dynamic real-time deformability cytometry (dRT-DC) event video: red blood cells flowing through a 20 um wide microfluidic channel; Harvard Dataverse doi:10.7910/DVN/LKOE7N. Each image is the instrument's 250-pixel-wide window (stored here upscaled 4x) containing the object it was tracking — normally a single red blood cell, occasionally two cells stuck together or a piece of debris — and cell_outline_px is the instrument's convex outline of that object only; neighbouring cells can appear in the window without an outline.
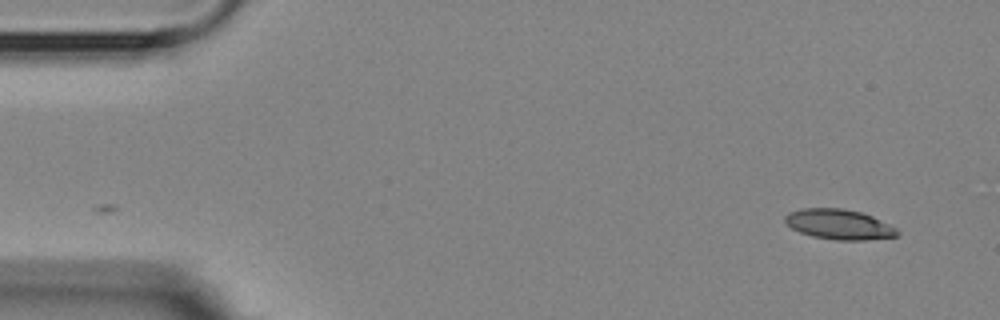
{"species": "Egyptian fruit bat (a non-hibernating species)", "species_latin": "Rousettus aegyptiacus", "temperature_condition": "room temperature", "stored_images_in_passage": 2, "camera_frame_rate_fps": 3000, "um_per_image_px": 0.085, "animal": {"sex": "female"}, "frame": {"image": 1, "passage_image": 2, "time_ms": 1.0, "image_size_px": [1000, 320], "cell_outline_px": [[900, 232], [896, 236], [864, 240], [836, 240], [812, 236], [800, 232], [792, 228], [784, 220], [784, 216], [788, 212], [800, 208], [840, 208], [860, 212], [872, 216], [896, 228]], "centroid_in_image_um": [71.29, 19.06], "position_along_channel_um": 13.7, "area_um2": 19.59}}